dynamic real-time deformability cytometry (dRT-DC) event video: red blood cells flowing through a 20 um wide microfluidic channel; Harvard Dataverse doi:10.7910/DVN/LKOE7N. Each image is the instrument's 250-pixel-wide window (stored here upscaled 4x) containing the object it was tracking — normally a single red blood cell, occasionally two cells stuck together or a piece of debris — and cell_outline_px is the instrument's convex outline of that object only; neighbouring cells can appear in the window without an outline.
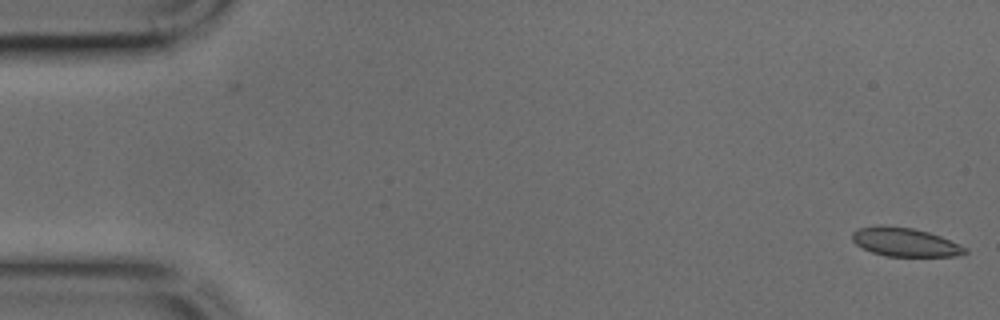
{"species": "common noctule bat (a hibernating species)", "species_latin": "Nyctalus noctula", "temperature_condition": "cold", "stored_images_in_passage": 4, "camera_frame_rate_fps": 3000, "um_per_image_px": 0.085, "animal": {"sex": "male", "body_mass_g": 17.9, "forearm_length_mm": 54.2}, "frame": {"image": 1, "passage_image": 4, "time_ms": 1.0, "image_size_px": [1000, 320], "cell_outline_px": [[968, 252], [956, 256], [884, 256], [872, 252], [856, 244], [852, 240], [852, 232], [856, 228], [880, 224], [912, 228], [928, 232], [940, 236], [968, 248]], "centroid_in_image_um": [76.89, 20.57], "position_along_channel_um": 8.1, "area_um2": 18.96}}